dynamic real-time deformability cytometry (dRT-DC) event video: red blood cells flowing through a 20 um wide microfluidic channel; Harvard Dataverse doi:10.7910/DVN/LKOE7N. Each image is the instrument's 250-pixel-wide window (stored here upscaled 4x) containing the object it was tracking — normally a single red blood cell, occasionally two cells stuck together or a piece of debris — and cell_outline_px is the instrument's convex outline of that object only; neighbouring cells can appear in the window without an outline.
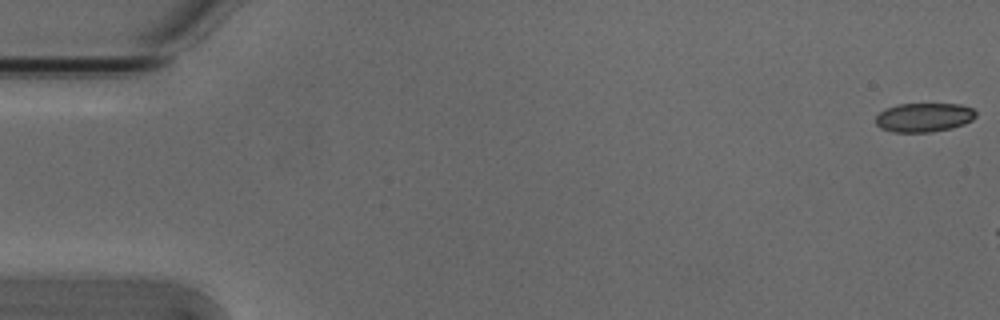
{"species": "Egyptian fruit bat (a non-hibernating species)", "species_latin": "Rousettus aegyptiacus", "temperature_condition": "cold", "stored_images_in_passage": 10, "camera_frame_rate_fps": 3000, "um_per_image_px": 0.085, "animal": {"sex": "male"}, "frame": {"image": 1, "passage_image": 1, "time_ms": 0.0, "image_size_px": [1000, 320], "cell_outline_px": [[976, 116], [972, 120], [964, 124], [952, 128], [932, 132], [892, 132], [880, 128], [876, 124], [876, 116], [880, 112], [888, 108], [900, 104], [960, 104], [972, 108], [976, 112]], "centroid_in_image_um": [78.55, 9.99], "position_along_channel_um": 6.5, "area_um2": 16.94}}